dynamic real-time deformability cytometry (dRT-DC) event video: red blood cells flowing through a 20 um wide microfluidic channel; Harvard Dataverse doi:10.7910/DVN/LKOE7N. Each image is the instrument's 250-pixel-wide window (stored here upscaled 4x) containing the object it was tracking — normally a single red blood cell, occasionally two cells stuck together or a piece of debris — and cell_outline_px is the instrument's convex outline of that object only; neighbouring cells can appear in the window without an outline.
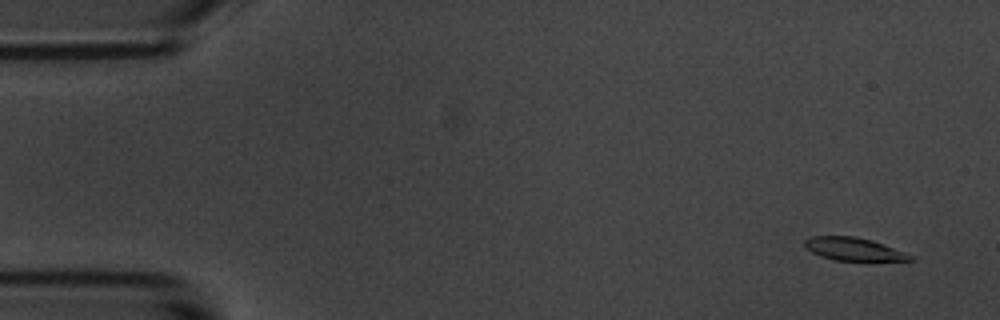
{"species": "common noctule bat (a hibernating species)", "species_latin": "Nyctalus noctula", "temperature_condition": "room temperature", "stored_images_in_passage": 56, "camera_frame_rate_fps": 3000, "um_per_image_px": 0.085, "animal": {"sex": "male", "body_mass_g": 20.1, "forearm_length_mm": 53.5}, "frame": {"image": 1, "passage_image": 3, "time_ms": 0.667, "image_size_px": [1000, 320], "cell_outline_px": [[916, 260], [832, 260], [820, 256], [804, 248], [804, 240], [812, 236], [856, 236], [872, 240], [916, 256]], "centroid_in_image_um": [72.55, 21.17], "position_along_channel_um": 12.5, "area_um2": 14.16}}
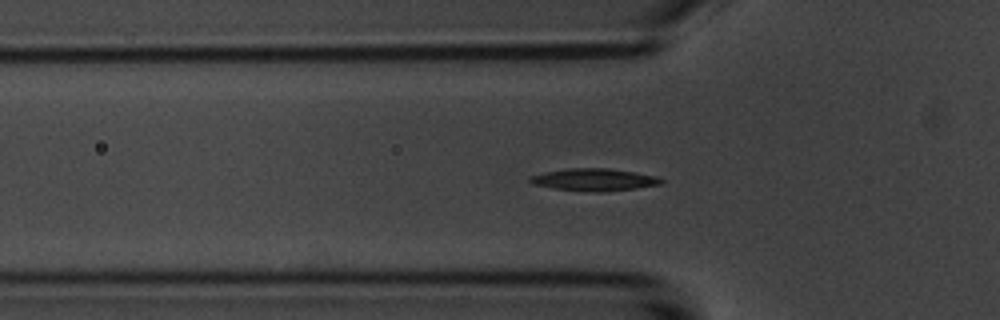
{"frame": {"image": 2, "passage_image": 18, "time_ms": 5.667, "image_size_px": [1000, 320], "cell_outline_px": [[664, 184], [636, 188], [604, 192], [592, 192], [552, 188], [532, 184], [528, 180], [528, 176], [544, 172], [568, 168], [608, 168], [656, 176], [664, 180]], "centroid_in_image_um": [50.48, 15.28], "position_along_channel_um": 75.3, "area_um2": 17.17}}
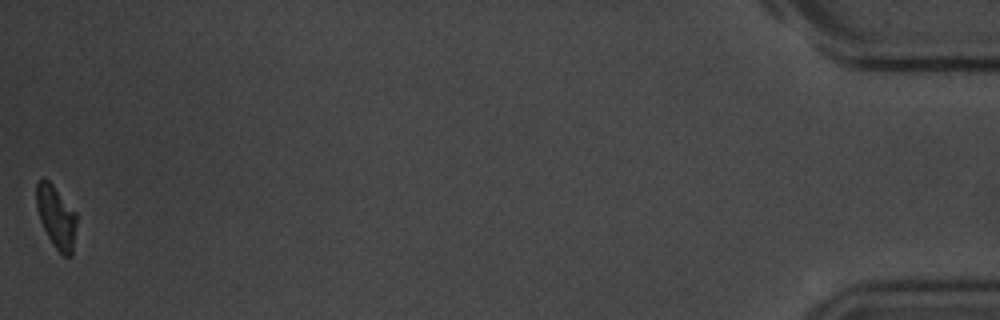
{"frame": {"image": 3, "passage_image": 56, "time_ms": 18.333, "image_size_px": [1000, 320], "cell_outline_px": [[76, 224], [72, 256], [64, 256], [52, 244], [40, 220], [36, 208], [36, 184], [44, 176], [52, 184], [76, 212]], "centroid_in_image_um": [4.77, 18.42], "position_along_channel_um": 430.4, "area_um2": 14.57}, "authors_computed_cell_mechanics": {"area_um2": 16.0106, "velocity_mm_per_s": 3.5633, "shape_relaxation_time_tau1_ms": 3.351, "shape_relaxation_time_tau2_ms": null, "deformation_change_tau1": 0.1148, "deformation_change_tau2": null}}